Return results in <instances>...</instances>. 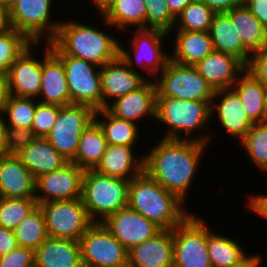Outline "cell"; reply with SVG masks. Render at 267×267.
Returning a JSON list of instances; mask_svg holds the SVG:
<instances>
[{"mask_svg":"<svg viewBox=\"0 0 267 267\" xmlns=\"http://www.w3.org/2000/svg\"><path fill=\"white\" fill-rule=\"evenodd\" d=\"M175 42L170 60L188 66H195L214 51L209 32L175 30Z\"/></svg>","mask_w":267,"mask_h":267,"instance_id":"4316f807","label":"cell"},{"mask_svg":"<svg viewBox=\"0 0 267 267\" xmlns=\"http://www.w3.org/2000/svg\"><path fill=\"white\" fill-rule=\"evenodd\" d=\"M94 113L86 105L60 107L57 120L45 138L70 162L77 152L81 133L94 120Z\"/></svg>","mask_w":267,"mask_h":267,"instance_id":"4fadbf2b","label":"cell"},{"mask_svg":"<svg viewBox=\"0 0 267 267\" xmlns=\"http://www.w3.org/2000/svg\"><path fill=\"white\" fill-rule=\"evenodd\" d=\"M213 116L219 119L218 125L227 131L229 136L234 139L238 138V142L245 138L254 124L244 110L241 98L233 88L215 90L211 102V118H214Z\"/></svg>","mask_w":267,"mask_h":267,"instance_id":"9a60e30c","label":"cell"},{"mask_svg":"<svg viewBox=\"0 0 267 267\" xmlns=\"http://www.w3.org/2000/svg\"><path fill=\"white\" fill-rule=\"evenodd\" d=\"M10 95L7 77L0 74V113H4Z\"/></svg>","mask_w":267,"mask_h":267,"instance_id":"f907efd6","label":"cell"},{"mask_svg":"<svg viewBox=\"0 0 267 267\" xmlns=\"http://www.w3.org/2000/svg\"><path fill=\"white\" fill-rule=\"evenodd\" d=\"M6 127L4 114L0 113V155L7 154Z\"/></svg>","mask_w":267,"mask_h":267,"instance_id":"db71d44e","label":"cell"},{"mask_svg":"<svg viewBox=\"0 0 267 267\" xmlns=\"http://www.w3.org/2000/svg\"><path fill=\"white\" fill-rule=\"evenodd\" d=\"M16 155L35 180L42 175L62 168L69 162L44 137H37Z\"/></svg>","mask_w":267,"mask_h":267,"instance_id":"484cf974","label":"cell"},{"mask_svg":"<svg viewBox=\"0 0 267 267\" xmlns=\"http://www.w3.org/2000/svg\"><path fill=\"white\" fill-rule=\"evenodd\" d=\"M240 145L256 168L267 173V122L254 123Z\"/></svg>","mask_w":267,"mask_h":267,"instance_id":"8d00e7d4","label":"cell"},{"mask_svg":"<svg viewBox=\"0 0 267 267\" xmlns=\"http://www.w3.org/2000/svg\"><path fill=\"white\" fill-rule=\"evenodd\" d=\"M128 267H173V230H160L128 250Z\"/></svg>","mask_w":267,"mask_h":267,"instance_id":"44dd1931","label":"cell"},{"mask_svg":"<svg viewBox=\"0 0 267 267\" xmlns=\"http://www.w3.org/2000/svg\"><path fill=\"white\" fill-rule=\"evenodd\" d=\"M91 1L95 5L96 10L100 13L99 14L100 16H102L114 2V0H91Z\"/></svg>","mask_w":267,"mask_h":267,"instance_id":"11a10c76","label":"cell"},{"mask_svg":"<svg viewBox=\"0 0 267 267\" xmlns=\"http://www.w3.org/2000/svg\"><path fill=\"white\" fill-rule=\"evenodd\" d=\"M156 96V84L150 78L137 90L112 101L106 109L115 117L139 125L138 122H141L144 117L156 119Z\"/></svg>","mask_w":267,"mask_h":267,"instance_id":"ffe728a7","label":"cell"},{"mask_svg":"<svg viewBox=\"0 0 267 267\" xmlns=\"http://www.w3.org/2000/svg\"><path fill=\"white\" fill-rule=\"evenodd\" d=\"M38 267H83L77 240L48 237L35 250Z\"/></svg>","mask_w":267,"mask_h":267,"instance_id":"d4e9b609","label":"cell"},{"mask_svg":"<svg viewBox=\"0 0 267 267\" xmlns=\"http://www.w3.org/2000/svg\"><path fill=\"white\" fill-rule=\"evenodd\" d=\"M19 247L36 250L49 236L45 215L37 206L17 227L13 229Z\"/></svg>","mask_w":267,"mask_h":267,"instance_id":"e575fe53","label":"cell"},{"mask_svg":"<svg viewBox=\"0 0 267 267\" xmlns=\"http://www.w3.org/2000/svg\"><path fill=\"white\" fill-rule=\"evenodd\" d=\"M64 65L71 103L102 109L101 67L73 56H57Z\"/></svg>","mask_w":267,"mask_h":267,"instance_id":"7c38bea8","label":"cell"},{"mask_svg":"<svg viewBox=\"0 0 267 267\" xmlns=\"http://www.w3.org/2000/svg\"><path fill=\"white\" fill-rule=\"evenodd\" d=\"M84 170L68 162L62 168L42 175L35 182V199L38 206L51 201L81 198Z\"/></svg>","mask_w":267,"mask_h":267,"instance_id":"5bb4252c","label":"cell"},{"mask_svg":"<svg viewBox=\"0 0 267 267\" xmlns=\"http://www.w3.org/2000/svg\"><path fill=\"white\" fill-rule=\"evenodd\" d=\"M32 42L15 29L4 28L0 30V74L8 73L12 63Z\"/></svg>","mask_w":267,"mask_h":267,"instance_id":"74e56055","label":"cell"},{"mask_svg":"<svg viewBox=\"0 0 267 267\" xmlns=\"http://www.w3.org/2000/svg\"><path fill=\"white\" fill-rule=\"evenodd\" d=\"M215 14L201 0H193L176 17L174 27L168 34H172L174 30L209 32Z\"/></svg>","mask_w":267,"mask_h":267,"instance_id":"d590c367","label":"cell"},{"mask_svg":"<svg viewBox=\"0 0 267 267\" xmlns=\"http://www.w3.org/2000/svg\"><path fill=\"white\" fill-rule=\"evenodd\" d=\"M43 46L41 89L37 101L57 106L71 105V96L63 62L51 51L50 43Z\"/></svg>","mask_w":267,"mask_h":267,"instance_id":"ac0fdd59","label":"cell"},{"mask_svg":"<svg viewBox=\"0 0 267 267\" xmlns=\"http://www.w3.org/2000/svg\"><path fill=\"white\" fill-rule=\"evenodd\" d=\"M144 154V172L175 194L187 201L188 190L198 173L202 155L209 145L183 139H163Z\"/></svg>","mask_w":267,"mask_h":267,"instance_id":"6da1fadb","label":"cell"},{"mask_svg":"<svg viewBox=\"0 0 267 267\" xmlns=\"http://www.w3.org/2000/svg\"><path fill=\"white\" fill-rule=\"evenodd\" d=\"M191 213L173 229V267H212L206 220Z\"/></svg>","mask_w":267,"mask_h":267,"instance_id":"9c48e42d","label":"cell"},{"mask_svg":"<svg viewBox=\"0 0 267 267\" xmlns=\"http://www.w3.org/2000/svg\"><path fill=\"white\" fill-rule=\"evenodd\" d=\"M94 119L102 128L108 145L136 146L140 139L137 123L115 117L106 108L96 110Z\"/></svg>","mask_w":267,"mask_h":267,"instance_id":"d6a6232c","label":"cell"},{"mask_svg":"<svg viewBox=\"0 0 267 267\" xmlns=\"http://www.w3.org/2000/svg\"><path fill=\"white\" fill-rule=\"evenodd\" d=\"M130 31L135 33L129 46L132 53L119 42V56L135 72L143 69V73L149 75L147 80L151 77L154 81L170 59L162 43L170 36L167 32L157 28H136L135 31L133 29ZM135 65L136 68H133ZM137 66L138 71H136Z\"/></svg>","mask_w":267,"mask_h":267,"instance_id":"52a82bcc","label":"cell"},{"mask_svg":"<svg viewBox=\"0 0 267 267\" xmlns=\"http://www.w3.org/2000/svg\"><path fill=\"white\" fill-rule=\"evenodd\" d=\"M41 43H31L12 63L6 74L10 94L37 99L41 89L42 59L32 53ZM34 47V48H33Z\"/></svg>","mask_w":267,"mask_h":267,"instance_id":"2e32d148","label":"cell"},{"mask_svg":"<svg viewBox=\"0 0 267 267\" xmlns=\"http://www.w3.org/2000/svg\"><path fill=\"white\" fill-rule=\"evenodd\" d=\"M265 91H266V102H267V86H265Z\"/></svg>","mask_w":267,"mask_h":267,"instance_id":"91938a15","label":"cell"},{"mask_svg":"<svg viewBox=\"0 0 267 267\" xmlns=\"http://www.w3.org/2000/svg\"><path fill=\"white\" fill-rule=\"evenodd\" d=\"M211 102L156 97L155 120L160 121L167 128L166 133L162 136L163 139L192 140L209 145L212 138L210 134L202 133L197 136L192 134L199 132L198 129L205 130V126L212 122L210 120L212 119Z\"/></svg>","mask_w":267,"mask_h":267,"instance_id":"277c9868","label":"cell"},{"mask_svg":"<svg viewBox=\"0 0 267 267\" xmlns=\"http://www.w3.org/2000/svg\"><path fill=\"white\" fill-rule=\"evenodd\" d=\"M246 69L264 86H267V48H262L251 55Z\"/></svg>","mask_w":267,"mask_h":267,"instance_id":"f6af8a7d","label":"cell"},{"mask_svg":"<svg viewBox=\"0 0 267 267\" xmlns=\"http://www.w3.org/2000/svg\"><path fill=\"white\" fill-rule=\"evenodd\" d=\"M154 81L157 90L156 97L212 101L215 93V90L194 66L178 64L170 59Z\"/></svg>","mask_w":267,"mask_h":267,"instance_id":"ba28073f","label":"cell"},{"mask_svg":"<svg viewBox=\"0 0 267 267\" xmlns=\"http://www.w3.org/2000/svg\"><path fill=\"white\" fill-rule=\"evenodd\" d=\"M37 206L35 198L0 197V227L13 230Z\"/></svg>","mask_w":267,"mask_h":267,"instance_id":"ab89813d","label":"cell"},{"mask_svg":"<svg viewBox=\"0 0 267 267\" xmlns=\"http://www.w3.org/2000/svg\"><path fill=\"white\" fill-rule=\"evenodd\" d=\"M105 28L114 27L118 31L128 28H145L146 9L144 0H114L101 16ZM109 25V26H108Z\"/></svg>","mask_w":267,"mask_h":267,"instance_id":"4dcf8cb0","label":"cell"},{"mask_svg":"<svg viewBox=\"0 0 267 267\" xmlns=\"http://www.w3.org/2000/svg\"><path fill=\"white\" fill-rule=\"evenodd\" d=\"M18 247L13 230L0 227V257Z\"/></svg>","mask_w":267,"mask_h":267,"instance_id":"7dc6e473","label":"cell"},{"mask_svg":"<svg viewBox=\"0 0 267 267\" xmlns=\"http://www.w3.org/2000/svg\"><path fill=\"white\" fill-rule=\"evenodd\" d=\"M142 72H135L118 56L101 67L102 109L112 101L137 90L146 81ZM113 99V100H111ZM111 101V102H110Z\"/></svg>","mask_w":267,"mask_h":267,"instance_id":"d6986e66","label":"cell"},{"mask_svg":"<svg viewBox=\"0 0 267 267\" xmlns=\"http://www.w3.org/2000/svg\"><path fill=\"white\" fill-rule=\"evenodd\" d=\"M60 106L38 103L31 125V129L34 131L37 137H46L54 126Z\"/></svg>","mask_w":267,"mask_h":267,"instance_id":"b9f144b4","label":"cell"},{"mask_svg":"<svg viewBox=\"0 0 267 267\" xmlns=\"http://www.w3.org/2000/svg\"><path fill=\"white\" fill-rule=\"evenodd\" d=\"M35 265V250L28 247H17L0 257V267H32Z\"/></svg>","mask_w":267,"mask_h":267,"instance_id":"ee69618b","label":"cell"},{"mask_svg":"<svg viewBox=\"0 0 267 267\" xmlns=\"http://www.w3.org/2000/svg\"><path fill=\"white\" fill-rule=\"evenodd\" d=\"M130 181L101 174L94 169L84 170L81 199L90 218L103 222L109 215L126 208Z\"/></svg>","mask_w":267,"mask_h":267,"instance_id":"5b68a950","label":"cell"},{"mask_svg":"<svg viewBox=\"0 0 267 267\" xmlns=\"http://www.w3.org/2000/svg\"><path fill=\"white\" fill-rule=\"evenodd\" d=\"M7 154H17L32 143L37 136L31 128L6 127Z\"/></svg>","mask_w":267,"mask_h":267,"instance_id":"7bdbcfd3","label":"cell"},{"mask_svg":"<svg viewBox=\"0 0 267 267\" xmlns=\"http://www.w3.org/2000/svg\"><path fill=\"white\" fill-rule=\"evenodd\" d=\"M35 182L16 154L0 155V197L35 198Z\"/></svg>","mask_w":267,"mask_h":267,"instance_id":"7402d4cb","label":"cell"},{"mask_svg":"<svg viewBox=\"0 0 267 267\" xmlns=\"http://www.w3.org/2000/svg\"><path fill=\"white\" fill-rule=\"evenodd\" d=\"M146 9L145 28H157L169 33L176 18L171 14L166 0H144Z\"/></svg>","mask_w":267,"mask_h":267,"instance_id":"60d3db41","label":"cell"},{"mask_svg":"<svg viewBox=\"0 0 267 267\" xmlns=\"http://www.w3.org/2000/svg\"><path fill=\"white\" fill-rule=\"evenodd\" d=\"M240 35L243 46L253 55L265 46L266 28L244 3L226 13Z\"/></svg>","mask_w":267,"mask_h":267,"instance_id":"1f68e13d","label":"cell"},{"mask_svg":"<svg viewBox=\"0 0 267 267\" xmlns=\"http://www.w3.org/2000/svg\"><path fill=\"white\" fill-rule=\"evenodd\" d=\"M108 144L104 132L94 119L80 135L75 157L70 161L83 170L94 169L100 162Z\"/></svg>","mask_w":267,"mask_h":267,"instance_id":"f546056e","label":"cell"},{"mask_svg":"<svg viewBox=\"0 0 267 267\" xmlns=\"http://www.w3.org/2000/svg\"><path fill=\"white\" fill-rule=\"evenodd\" d=\"M185 204L145 172L130 180L127 207L161 230H173L192 213L185 209Z\"/></svg>","mask_w":267,"mask_h":267,"instance_id":"3957f363","label":"cell"},{"mask_svg":"<svg viewBox=\"0 0 267 267\" xmlns=\"http://www.w3.org/2000/svg\"><path fill=\"white\" fill-rule=\"evenodd\" d=\"M232 88L241 98L244 110L253 123L267 122L265 86L245 69Z\"/></svg>","mask_w":267,"mask_h":267,"instance_id":"83f0119b","label":"cell"},{"mask_svg":"<svg viewBox=\"0 0 267 267\" xmlns=\"http://www.w3.org/2000/svg\"><path fill=\"white\" fill-rule=\"evenodd\" d=\"M264 48H267V28H266V32H265V46Z\"/></svg>","mask_w":267,"mask_h":267,"instance_id":"680465c9","label":"cell"},{"mask_svg":"<svg viewBox=\"0 0 267 267\" xmlns=\"http://www.w3.org/2000/svg\"><path fill=\"white\" fill-rule=\"evenodd\" d=\"M53 5L52 0H17L7 11L8 26L25 35L32 43L44 42V38L45 43H50L61 23L50 17Z\"/></svg>","mask_w":267,"mask_h":267,"instance_id":"8992f818","label":"cell"},{"mask_svg":"<svg viewBox=\"0 0 267 267\" xmlns=\"http://www.w3.org/2000/svg\"><path fill=\"white\" fill-rule=\"evenodd\" d=\"M194 67L214 90L232 88L246 69L237 57L215 50Z\"/></svg>","mask_w":267,"mask_h":267,"instance_id":"603a6c76","label":"cell"},{"mask_svg":"<svg viewBox=\"0 0 267 267\" xmlns=\"http://www.w3.org/2000/svg\"><path fill=\"white\" fill-rule=\"evenodd\" d=\"M79 244L83 267H128V250L102 222H94Z\"/></svg>","mask_w":267,"mask_h":267,"instance_id":"30bf717a","label":"cell"},{"mask_svg":"<svg viewBox=\"0 0 267 267\" xmlns=\"http://www.w3.org/2000/svg\"><path fill=\"white\" fill-rule=\"evenodd\" d=\"M244 4L260 23L267 28V0H246Z\"/></svg>","mask_w":267,"mask_h":267,"instance_id":"c3c4849f","label":"cell"},{"mask_svg":"<svg viewBox=\"0 0 267 267\" xmlns=\"http://www.w3.org/2000/svg\"><path fill=\"white\" fill-rule=\"evenodd\" d=\"M209 34L215 51L233 55L247 66L252 54L243 46L240 35L226 13L215 14Z\"/></svg>","mask_w":267,"mask_h":267,"instance_id":"f1b7e54d","label":"cell"},{"mask_svg":"<svg viewBox=\"0 0 267 267\" xmlns=\"http://www.w3.org/2000/svg\"><path fill=\"white\" fill-rule=\"evenodd\" d=\"M193 0H166L171 14L176 18Z\"/></svg>","mask_w":267,"mask_h":267,"instance_id":"f5cc1de1","label":"cell"},{"mask_svg":"<svg viewBox=\"0 0 267 267\" xmlns=\"http://www.w3.org/2000/svg\"><path fill=\"white\" fill-rule=\"evenodd\" d=\"M102 223L127 250L148 240L161 230L128 207L109 215Z\"/></svg>","mask_w":267,"mask_h":267,"instance_id":"e0dca14e","label":"cell"},{"mask_svg":"<svg viewBox=\"0 0 267 267\" xmlns=\"http://www.w3.org/2000/svg\"><path fill=\"white\" fill-rule=\"evenodd\" d=\"M17 0H0V4L8 11Z\"/></svg>","mask_w":267,"mask_h":267,"instance_id":"6f0895ef","label":"cell"},{"mask_svg":"<svg viewBox=\"0 0 267 267\" xmlns=\"http://www.w3.org/2000/svg\"><path fill=\"white\" fill-rule=\"evenodd\" d=\"M49 237L77 240L94 223L82 199L51 201L39 205Z\"/></svg>","mask_w":267,"mask_h":267,"instance_id":"8fae6325","label":"cell"},{"mask_svg":"<svg viewBox=\"0 0 267 267\" xmlns=\"http://www.w3.org/2000/svg\"><path fill=\"white\" fill-rule=\"evenodd\" d=\"M38 103L35 98L10 95L3 113L4 118H6V125L17 128H31Z\"/></svg>","mask_w":267,"mask_h":267,"instance_id":"f35d334b","label":"cell"},{"mask_svg":"<svg viewBox=\"0 0 267 267\" xmlns=\"http://www.w3.org/2000/svg\"><path fill=\"white\" fill-rule=\"evenodd\" d=\"M263 259L260 255L254 254L249 256L248 254L241 259L238 263L231 265L230 267H261Z\"/></svg>","mask_w":267,"mask_h":267,"instance_id":"816d5d0a","label":"cell"},{"mask_svg":"<svg viewBox=\"0 0 267 267\" xmlns=\"http://www.w3.org/2000/svg\"><path fill=\"white\" fill-rule=\"evenodd\" d=\"M62 20L55 38L50 42L56 56H73L99 67L119 56V40L101 28L80 23L75 19Z\"/></svg>","mask_w":267,"mask_h":267,"instance_id":"7a4b0ae2","label":"cell"},{"mask_svg":"<svg viewBox=\"0 0 267 267\" xmlns=\"http://www.w3.org/2000/svg\"><path fill=\"white\" fill-rule=\"evenodd\" d=\"M248 198L247 207L249 206L250 211L267 220V195L250 194Z\"/></svg>","mask_w":267,"mask_h":267,"instance_id":"bcb514c9","label":"cell"},{"mask_svg":"<svg viewBox=\"0 0 267 267\" xmlns=\"http://www.w3.org/2000/svg\"><path fill=\"white\" fill-rule=\"evenodd\" d=\"M215 13H227L232 8L240 6L241 0H201Z\"/></svg>","mask_w":267,"mask_h":267,"instance_id":"681fc988","label":"cell"},{"mask_svg":"<svg viewBox=\"0 0 267 267\" xmlns=\"http://www.w3.org/2000/svg\"><path fill=\"white\" fill-rule=\"evenodd\" d=\"M135 146L108 145L95 171L110 176L132 180L144 172V154L134 153Z\"/></svg>","mask_w":267,"mask_h":267,"instance_id":"cb8c5ba5","label":"cell"},{"mask_svg":"<svg viewBox=\"0 0 267 267\" xmlns=\"http://www.w3.org/2000/svg\"><path fill=\"white\" fill-rule=\"evenodd\" d=\"M7 10L0 4V30L7 28Z\"/></svg>","mask_w":267,"mask_h":267,"instance_id":"9f6ffc18","label":"cell"},{"mask_svg":"<svg viewBox=\"0 0 267 267\" xmlns=\"http://www.w3.org/2000/svg\"><path fill=\"white\" fill-rule=\"evenodd\" d=\"M212 232L207 227V250L212 267H230L247 255L236 239Z\"/></svg>","mask_w":267,"mask_h":267,"instance_id":"836d02e7","label":"cell"}]
</instances>
